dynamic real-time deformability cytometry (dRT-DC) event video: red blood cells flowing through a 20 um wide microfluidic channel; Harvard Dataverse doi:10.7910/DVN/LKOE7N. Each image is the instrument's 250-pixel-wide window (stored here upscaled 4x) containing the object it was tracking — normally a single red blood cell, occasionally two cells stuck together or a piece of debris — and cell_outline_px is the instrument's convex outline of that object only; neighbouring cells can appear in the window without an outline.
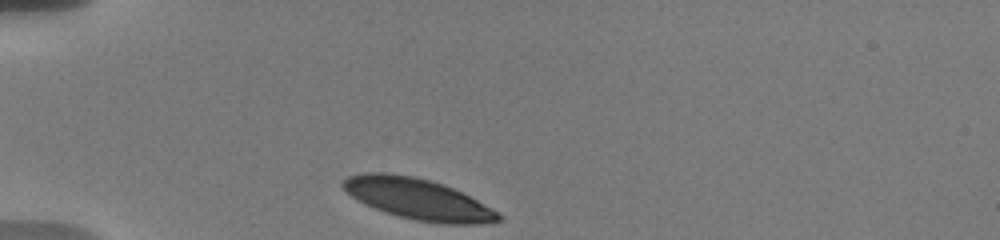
{"species": "human", "species_latin": "Homo sapiens", "temperature_condition": "warm", "stored_images_in_passage": 25, "camera_frame_rate_fps": 3000, "um_per_image_px": 0.085, "donor": {"sex": "male"}, "frame": {"image": 1, "passage_image": 1, "time_ms": 0.0, "image_size_px": [1000, 240], "cell_outline_px": [[500, 220], [476, 224], [444, 224], [416, 220], [384, 212], [364, 204], [352, 196], [340, 184], [340, 180], [348, 176], [364, 172], [384, 172], [412, 176], [444, 184], [476, 200], [496, 212], [500, 216]], "centroid_in_image_um": [35.43, 16.9], "position_along_channel_um": 49.6, "area_um2": 36.59}}
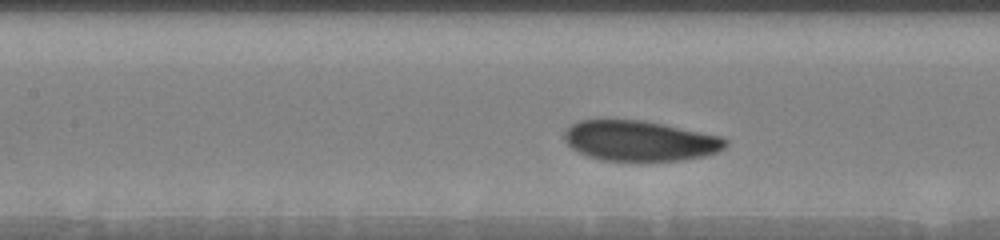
{"frame": {"image": 2, "passage_image": 15, "time_ms": 3.667, "image_size_px": [1000, 240], "cell_outline_px": [[728, 144], [724, 148], [716, 152], [704, 156], [680, 160], [604, 160], [588, 156], [572, 148], [564, 140], [564, 132], [572, 124], [580, 120], [644, 120], [664, 124], [720, 136], [728, 140]], "centroid_in_image_um": [54.39, 11.96], "position_along_channel_um": 153.0, "area_um2": 37.51}}
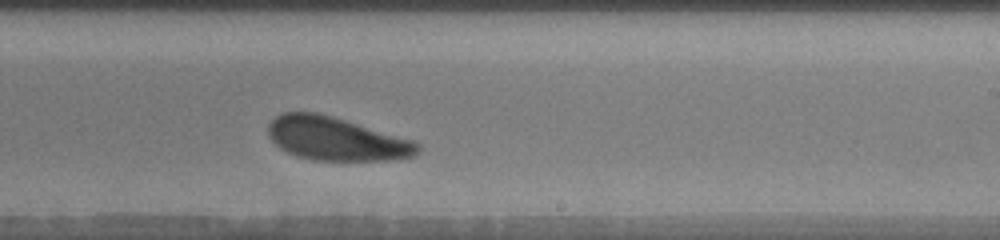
{"frame": {"image": 3, "passage_image": 25, "time_ms": 6.667, "image_size_px": [1000, 240], "cell_outline_px": [[420, 152], [416, 156], [388, 160], [312, 160], [296, 156], [280, 148], [268, 136], [268, 124], [280, 112], [316, 112], [332, 116], [412, 140], [420, 144]], "centroid_in_image_um": [28.56, 11.8], "position_along_channel_um": 260.4, "area_um2": 37.69}}